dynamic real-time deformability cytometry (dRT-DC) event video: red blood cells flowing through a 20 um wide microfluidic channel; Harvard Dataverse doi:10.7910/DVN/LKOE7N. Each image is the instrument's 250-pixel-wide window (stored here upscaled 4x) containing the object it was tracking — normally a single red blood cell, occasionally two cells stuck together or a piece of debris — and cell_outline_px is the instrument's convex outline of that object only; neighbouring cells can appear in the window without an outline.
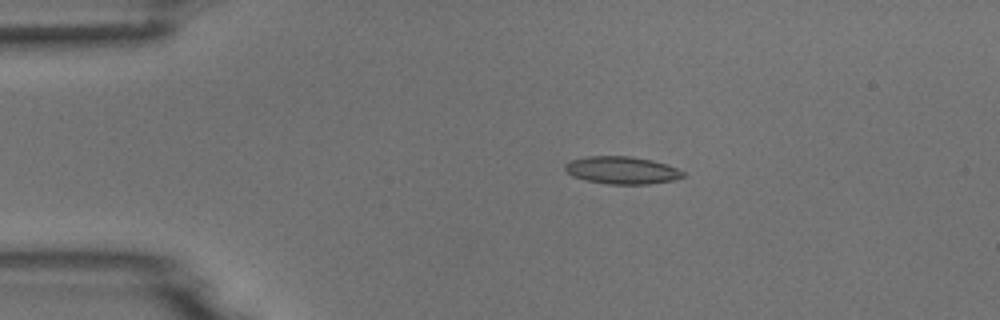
{"species": "common noctule bat (a hibernating species)", "species_latin": "Nyctalus noctula", "temperature_condition": "room temperature", "stored_images_in_passage": 5, "camera_frame_rate_fps": 3000, "um_per_image_px": 0.085, "animal": {"sex": "male", "body_mass_g": 18.8}, "frame": {"image": 1, "passage_image": 2, "time_ms": 1.333, "image_size_px": [1000, 320], "cell_outline_px": [[684, 176], [676, 180], [648, 184], [608, 184], [584, 180], [572, 176], [564, 168], [564, 164], [572, 160], [588, 156], [632, 156], [652, 160], [676, 168], [684, 172]], "centroid_in_image_um": [52.85, 14.47], "position_along_channel_um": 32.1, "area_um2": 18.9}}
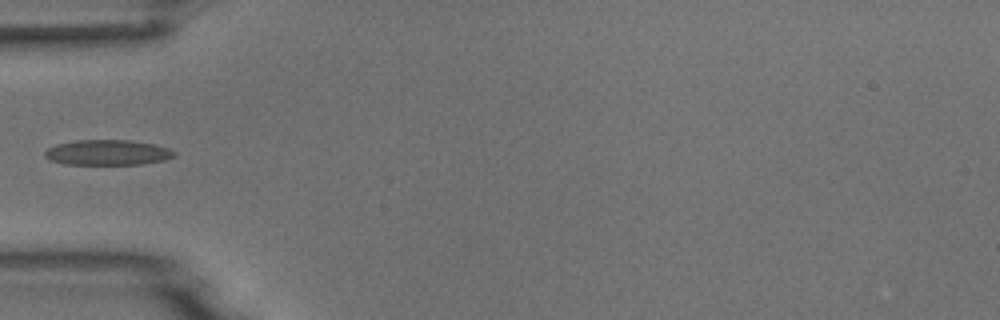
{"frame": {"image": 2, "passage_image": 4, "time_ms": 3.667, "image_size_px": [1000, 320], "cell_outline_px": [[176, 156], [164, 160], [140, 164], [64, 164], [52, 160], [44, 156], [44, 152], [48, 148], [56, 144], [76, 140], [132, 140], [152, 144], [168, 148], [176, 152]], "centroid_in_image_um": [9.15, 12.96], "position_along_channel_um": 75.9, "area_um2": 19.02}}